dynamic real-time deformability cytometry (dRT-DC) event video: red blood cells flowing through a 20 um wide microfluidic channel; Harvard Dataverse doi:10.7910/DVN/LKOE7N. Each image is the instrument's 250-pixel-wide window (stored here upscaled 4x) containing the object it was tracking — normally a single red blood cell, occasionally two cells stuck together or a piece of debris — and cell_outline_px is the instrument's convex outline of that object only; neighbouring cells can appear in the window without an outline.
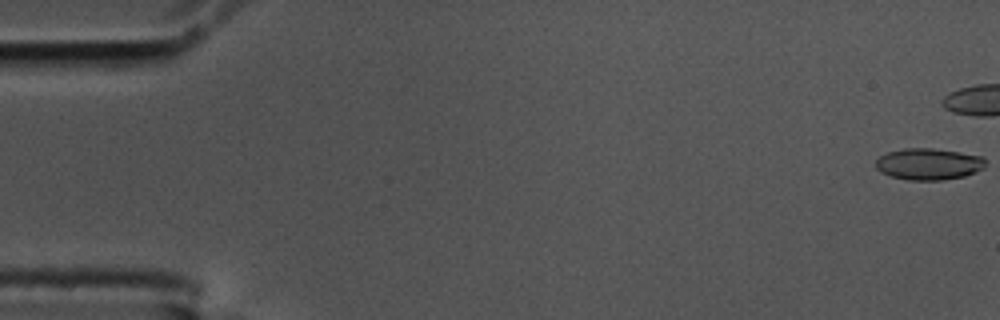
{"species": "common noctule bat (a hibernating species)", "species_latin": "Nyctalus noctula", "temperature_condition": "cold", "stored_images_in_passage": 18, "camera_frame_rate_fps": 3000, "um_per_image_px": 0.085, "animal": {"sex": "male", "body_mass_g": 17.5, "forearm_length_mm": 52.3}, "frame": {"image": 1, "passage_image": 1, "time_ms": 0.0, "image_size_px": [1000, 320], "cell_outline_px": [[984, 168], [976, 172], [964, 176], [940, 180], [908, 180], [892, 176], [880, 172], [876, 168], [876, 160], [880, 156], [888, 152], [904, 148], [932, 148], [960, 152], [984, 156]], "centroid_in_image_um": [78.94, 13.94], "position_along_channel_um": 6.1, "area_um2": 20.17}}